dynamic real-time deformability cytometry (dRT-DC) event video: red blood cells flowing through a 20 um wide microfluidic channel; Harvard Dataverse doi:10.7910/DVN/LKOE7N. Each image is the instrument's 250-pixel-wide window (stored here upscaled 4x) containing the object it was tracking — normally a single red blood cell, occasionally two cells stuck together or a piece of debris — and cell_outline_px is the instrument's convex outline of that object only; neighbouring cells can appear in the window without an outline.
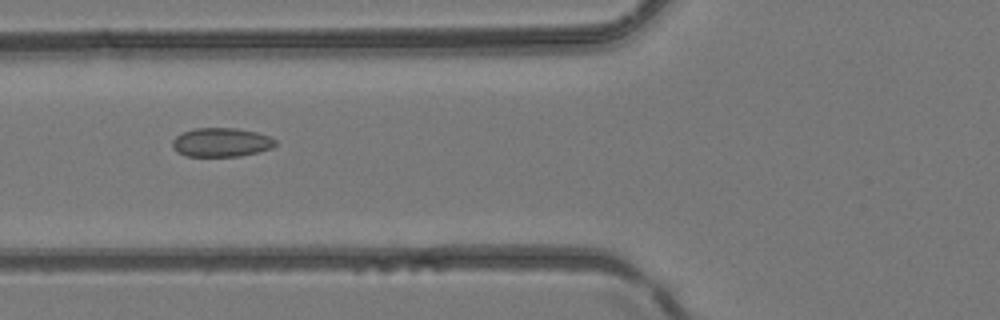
{"species": "common noctule bat (a hibernating species)", "species_latin": "Nyctalus noctula", "temperature_condition": "room temperature", "stored_images_in_passage": 9, "camera_frame_rate_fps": 3000, "um_per_image_px": 0.085, "animal": {"sex": "female", "body_mass_g": 24.6, "forearm_length_mm": 56.2}, "frame": {"image": 1, "passage_image": 8, "time_ms": 2.333, "image_size_px": [1000, 320], "cell_outline_px": [[276, 144], [272, 148], [240, 156], [188, 156], [176, 152], [172, 148], [172, 140], [176, 136], [184, 132], [196, 128], [236, 128], [256, 132], [268, 136], [276, 140]], "centroid_in_image_um": [18.78, 12.1], "position_along_channel_um": 107.0, "area_um2": 17.28}}
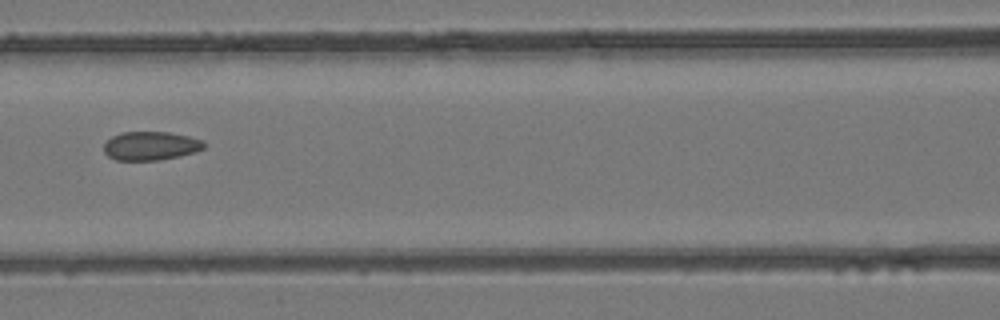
{"frame": {"image": 2, "passage_image": 9, "time_ms": 2.667, "image_size_px": [1000, 320], "cell_outline_px": [[208, 144], [204, 148], [196, 152], [180, 156], [156, 160], [116, 160], [108, 156], [104, 152], [104, 144], [112, 136], [120, 132], [168, 132], [188, 136], [204, 140]], "centroid_in_image_um": [12.84, 12.39], "position_along_channel_um": 153.8, "area_um2": 16.88}}